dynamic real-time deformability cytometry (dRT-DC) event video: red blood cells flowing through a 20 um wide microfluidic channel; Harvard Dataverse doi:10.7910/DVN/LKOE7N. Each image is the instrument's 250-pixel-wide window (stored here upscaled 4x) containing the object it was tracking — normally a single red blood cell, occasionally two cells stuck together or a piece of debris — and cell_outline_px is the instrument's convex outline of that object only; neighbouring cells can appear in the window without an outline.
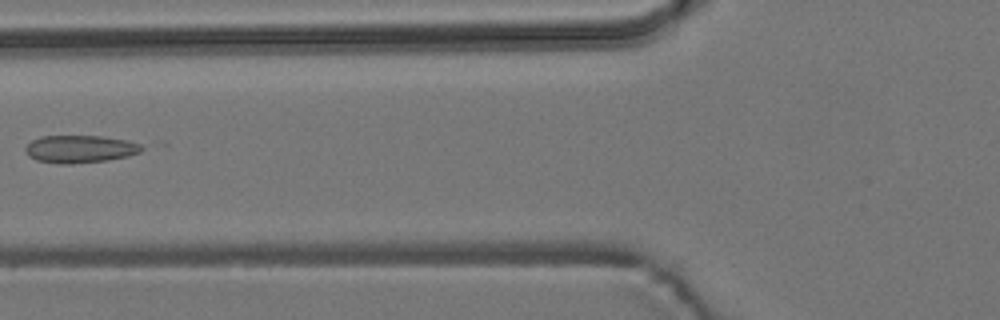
{"species": "common noctule bat (a hibernating species)", "species_latin": "Nyctalus noctula", "temperature_condition": "room temperature", "stored_images_in_passage": 4, "camera_frame_rate_fps": 3000, "um_per_image_px": 0.085, "animal": {"sex": "male", "body_mass_g": 19.2, "forearm_length_mm": 51.8}, "frame": {"image": 1, "passage_image": 2, "time_ms": 1.333, "image_size_px": [1000, 320], "cell_outline_px": [[144, 148], [140, 152], [128, 156], [108, 160], [72, 164], [60, 164], [36, 160], [28, 156], [24, 148], [32, 140], [40, 136], [100, 136], [128, 140], [140, 144]], "centroid_in_image_um": [6.79, 12.67], "position_along_channel_um": 119.0, "area_um2": 18.79}}
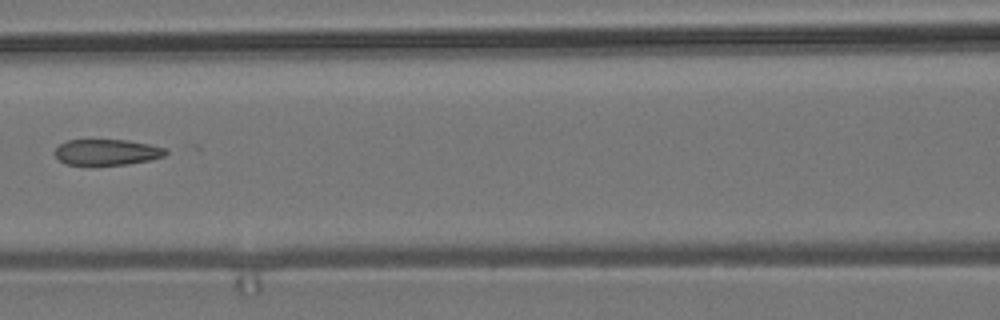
{"frame": {"image": 2, "passage_image": 3, "time_ms": 2.333, "image_size_px": [1000, 320], "cell_outline_px": [[168, 152], [164, 156], [148, 160], [128, 164], [64, 164], [56, 156], [56, 148], [60, 144], [68, 140], [128, 140], [168, 148]], "centroid_in_image_um": [9.12, 12.92], "position_along_channel_um": 157.5, "area_um2": 16.47}}
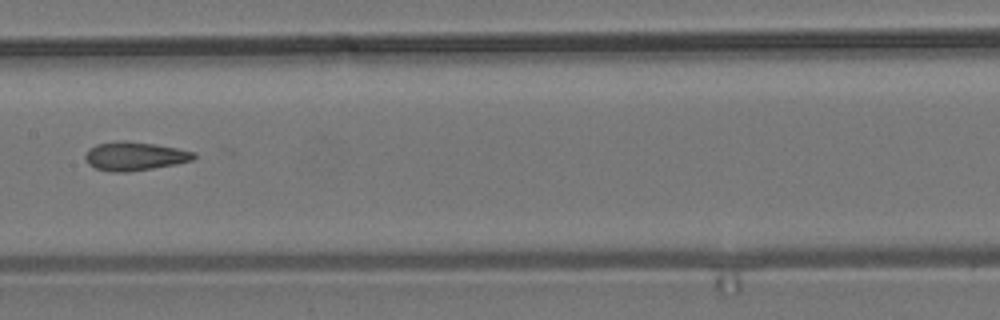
{"frame": {"image": 3, "passage_image": 4, "time_ms": 3.333, "image_size_px": [1000, 320], "cell_outline_px": [[196, 156], [192, 160], [176, 164], [128, 172], [112, 172], [96, 168], [88, 164], [84, 156], [88, 148], [96, 144], [120, 140], [124, 140], [156, 144], [196, 152]], "centroid_in_image_um": [11.42, 13.26], "position_along_channel_um": 196.0, "area_um2": 18.21}}